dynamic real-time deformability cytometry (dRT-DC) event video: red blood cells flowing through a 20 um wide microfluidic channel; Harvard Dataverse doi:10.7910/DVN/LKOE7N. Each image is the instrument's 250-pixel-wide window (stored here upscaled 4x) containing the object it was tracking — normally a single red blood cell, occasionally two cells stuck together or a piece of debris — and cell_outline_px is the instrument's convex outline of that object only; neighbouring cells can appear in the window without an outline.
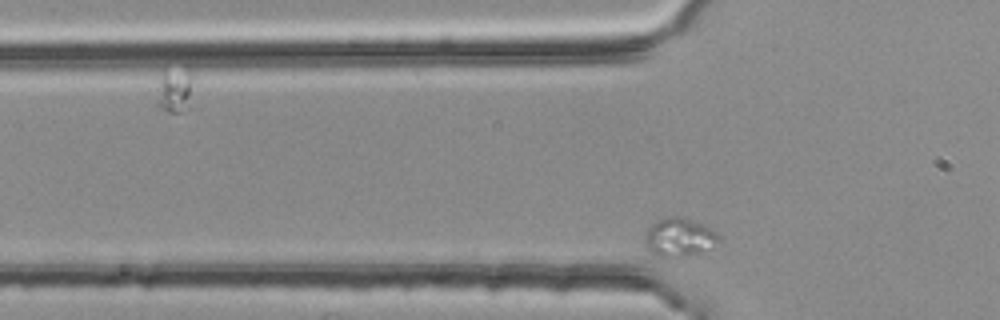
{"species": "common noctule bat (a hibernating species)", "species_latin": "Nyctalus noctula", "temperature_condition": "room temperature", "stored_images_in_passage": 4, "camera_frame_rate_fps": 3000, "um_per_image_px": 0.085, "animal": {"sex": "female", "body_mass_g": 25.1}, "frame": {"image": 1, "passage_image": 2, "time_ms": 0.333, "image_size_px": [1000, 320], "cell_outline_px": [[720, 240], [712, 248], [680, 260], [660, 256], [652, 252], [648, 248], [644, 240], [644, 236], [648, 228], [652, 224], [668, 216], [684, 216], [716, 232], [720, 236]], "centroid_in_image_um": [57.75, 20.21], "position_along_channel_um": 68.0, "area_um2": 16.88}}